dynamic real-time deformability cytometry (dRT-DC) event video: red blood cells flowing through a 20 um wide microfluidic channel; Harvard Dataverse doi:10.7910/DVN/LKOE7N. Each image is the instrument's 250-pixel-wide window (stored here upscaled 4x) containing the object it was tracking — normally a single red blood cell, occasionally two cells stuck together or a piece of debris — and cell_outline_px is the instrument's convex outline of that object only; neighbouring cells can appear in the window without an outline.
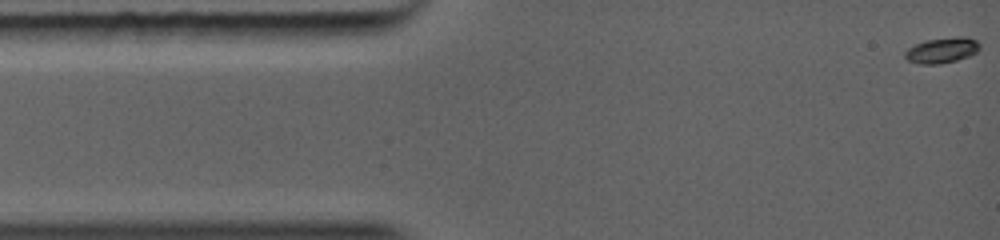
{"species": "common noctule bat (a hibernating species)", "species_latin": "Nyctalus noctula", "temperature_condition": "warm", "stored_images_in_passage": 35, "camera_frame_rate_fps": 5000, "um_per_image_px": 0.085, "animal": {"sex": "female", "body_mass_g": 19.0, "forearm_length_mm": 56.7}, "frame": {"image": 1, "passage_image": 1, "time_ms": 0.0, "image_size_px": [1000, 240], "cell_outline_px": [[980, 48], [976, 52], [968, 56], [956, 60], [940, 64], [920, 64], [908, 60], [904, 56], [904, 52], [908, 48], [916, 44], [928, 40], [960, 36], [964, 36], [976, 40], [980, 44]], "centroid_in_image_um": [80.07, 4.27], "position_along_channel_um": 4.9, "area_um2": 10.98}}
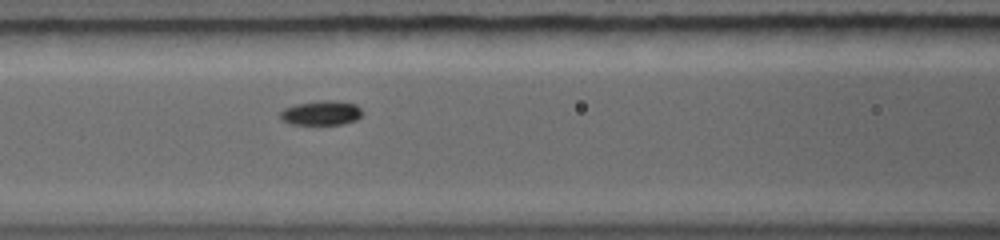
{"frame": {"image": 2, "passage_image": 14, "time_ms": 4.4, "image_size_px": [1000, 240], "cell_outline_px": [[360, 116], [356, 120], [340, 124], [292, 124], [280, 120], [280, 112], [284, 108], [296, 104], [316, 100], [336, 100], [356, 104], [360, 108]], "centroid_in_image_um": [27.27, 9.58], "position_along_channel_um": 139.3, "area_um2": 11.73}}
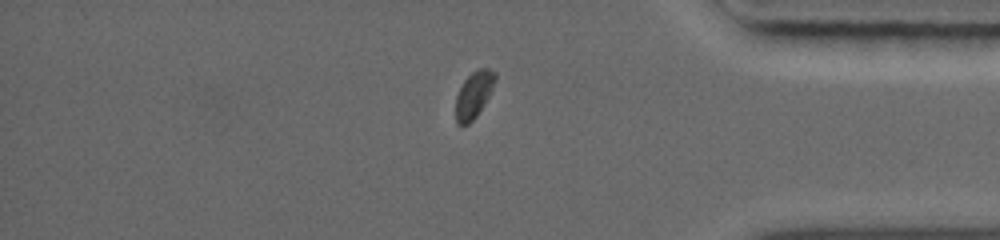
{"frame": {"image": 3, "passage_image": 31, "time_ms": 10.0, "image_size_px": [1000, 240], "cell_outline_px": [[496, 80], [488, 96], [476, 116], [468, 124], [456, 124], [456, 96], [464, 80], [472, 72], [480, 68], [488, 68], [496, 72]], "centroid_in_image_um": [40.27, 8.02], "position_along_channel_um": 394.9, "area_um2": 10.46}}